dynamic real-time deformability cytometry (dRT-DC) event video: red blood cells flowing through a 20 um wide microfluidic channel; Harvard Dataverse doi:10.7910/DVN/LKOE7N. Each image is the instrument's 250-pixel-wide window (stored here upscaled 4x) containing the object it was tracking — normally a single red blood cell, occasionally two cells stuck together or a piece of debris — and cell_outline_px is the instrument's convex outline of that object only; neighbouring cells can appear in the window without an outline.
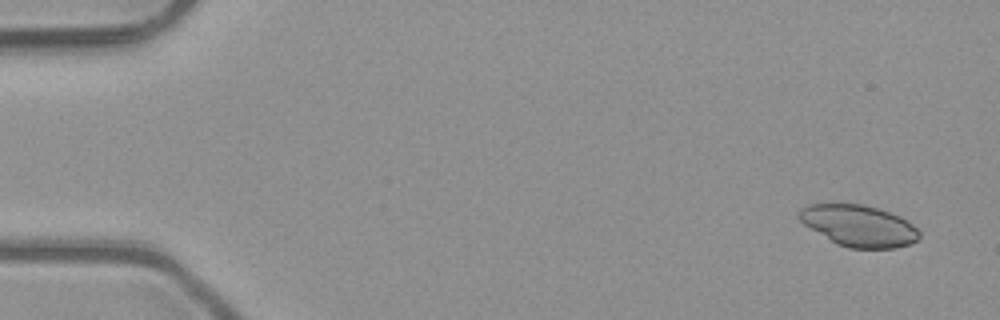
{"species": "common noctule bat (a hibernating species)", "species_latin": "Nyctalus noctula", "temperature_condition": "room temperature", "stored_images_in_passage": 4, "camera_frame_rate_fps": 3000, "um_per_image_px": 0.085, "animal": {"sex": "male", "body_mass_g": 23.1, "forearm_length_mm": 52.7}, "frame": {"image": 1, "passage_image": 1, "time_ms": 0.0, "image_size_px": [1000, 320], "cell_outline_px": [[920, 236], [916, 240], [908, 244], [896, 248], [848, 248], [836, 244], [804, 224], [796, 216], [800, 208], [808, 204], [864, 204], [900, 216], [908, 220], [920, 232]], "centroid_in_image_um": [72.98, 19.18], "position_along_channel_um": 12.0, "area_um2": 28.96}}